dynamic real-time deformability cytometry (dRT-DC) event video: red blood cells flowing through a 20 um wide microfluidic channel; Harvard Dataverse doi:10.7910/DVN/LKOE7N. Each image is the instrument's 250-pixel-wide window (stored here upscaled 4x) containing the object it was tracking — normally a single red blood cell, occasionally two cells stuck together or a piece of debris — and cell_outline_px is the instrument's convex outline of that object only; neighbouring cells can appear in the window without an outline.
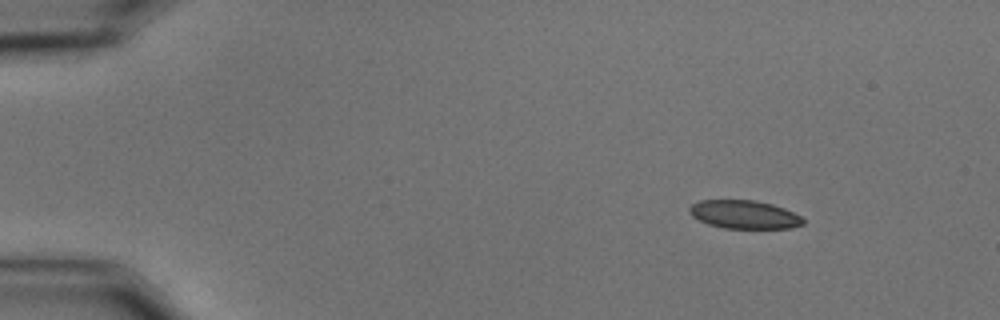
{"species": "common noctule bat (a hibernating species)", "species_latin": "Nyctalus noctula", "temperature_condition": "cold", "stored_images_in_passage": 52, "camera_frame_rate_fps": 3000, "um_per_image_px": 0.085, "animal": {"sex": "male", "body_mass_g": 15.6}, "frame": {"image": 1, "passage_image": 1, "time_ms": 0.0, "image_size_px": [1000, 320], "cell_outline_px": [[804, 224], [792, 228], [724, 228], [708, 224], [692, 216], [688, 212], [688, 208], [692, 204], [700, 200], [752, 200], [772, 204], [784, 208], [800, 216], [804, 220]], "centroid_in_image_um": [63.24, 18.23], "position_along_channel_um": 21.8, "area_um2": 18.73}}
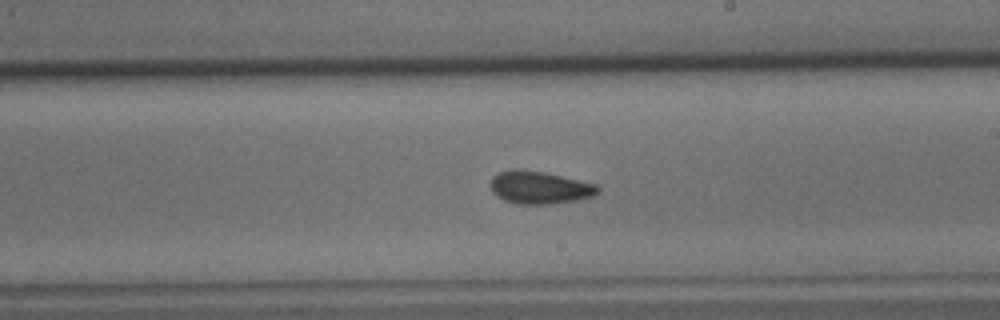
{"frame": {"image": 2, "passage_image": 28, "time_ms": 9.0, "image_size_px": [1000, 320], "cell_outline_px": [[600, 192], [592, 196], [576, 200], [548, 204], [520, 204], [504, 200], [496, 196], [492, 192], [488, 184], [492, 176], [500, 172], [516, 168], [544, 172], [596, 184], [600, 188]], "centroid_in_image_um": [45.82, 15.93], "position_along_channel_um": 243.2, "area_um2": 20.52}}
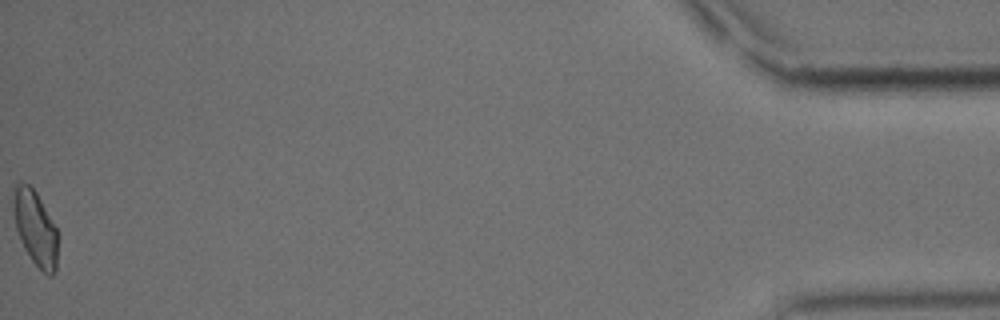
{"frame": {"image": 3, "passage_image": 52, "time_ms": 17.0, "image_size_px": [1000, 320], "cell_outline_px": [[56, 272], [52, 276], [48, 276], [32, 260], [24, 248], [20, 240], [16, 228], [12, 208], [16, 184], [28, 184], [36, 192], [56, 228]], "centroid_in_image_um": [2.99, 19.41], "position_along_channel_um": 432.2, "area_um2": 18.84}, "authors_computed_cell_mechanics": {"area_um2": 19.5942, "velocity_mm_per_s": 3.4864, "shape_relaxation_time_tau1_ms": 7.4886, "shape_relaxation_time_tau2_ms": 3.4763, "deformation_change_tau1": 0.1295, "deformation_change_tau2": 0.0823}}